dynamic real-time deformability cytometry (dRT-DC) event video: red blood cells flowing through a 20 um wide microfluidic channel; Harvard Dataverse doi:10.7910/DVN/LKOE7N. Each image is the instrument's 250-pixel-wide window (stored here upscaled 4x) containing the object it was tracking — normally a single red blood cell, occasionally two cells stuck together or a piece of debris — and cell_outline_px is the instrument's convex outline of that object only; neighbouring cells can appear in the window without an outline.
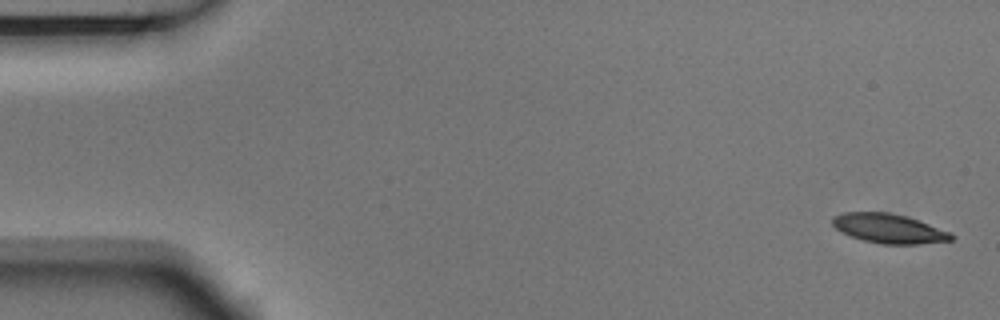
{"species": "Egyptian fruit bat (a non-hibernating species)", "species_latin": "Rousettus aegyptiacus", "temperature_condition": "room temperature", "stored_images_in_passage": 6, "camera_frame_rate_fps": 3000, "um_per_image_px": 0.085, "animal": {"sex": "male"}, "frame": {"image": 1, "passage_image": 1, "time_ms": 0.0, "image_size_px": [1000, 320], "cell_outline_px": [[956, 236], [952, 240], [920, 244], [884, 244], [864, 240], [852, 236], [836, 228], [832, 224], [832, 216], [844, 212], [888, 212], [904, 216], [952, 232]], "centroid_in_image_um": [75.58, 19.42], "position_along_channel_um": 9.4, "area_um2": 20.11}}
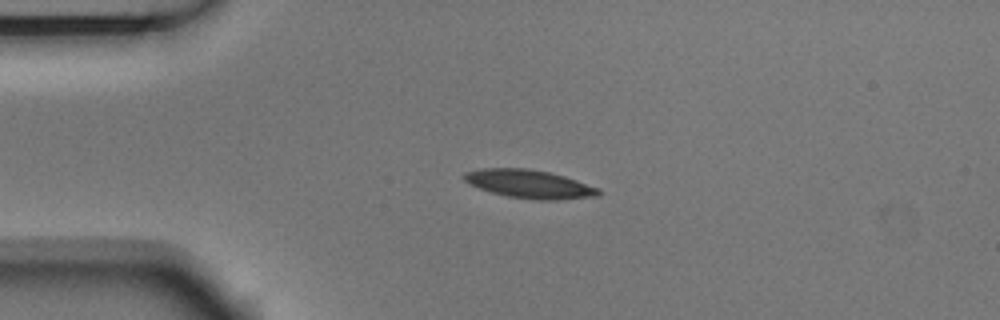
{"frame": {"image": 2, "passage_image": 4, "time_ms": 1.0, "image_size_px": [1000, 320], "cell_outline_px": [[600, 196], [556, 200], [536, 200], [508, 196], [492, 192], [468, 184], [464, 180], [464, 172], [480, 168], [528, 168], [548, 172], [564, 176], [600, 188]], "centroid_in_image_um": [45.0, 15.64], "position_along_channel_um": 40.0, "area_um2": 22.25}}
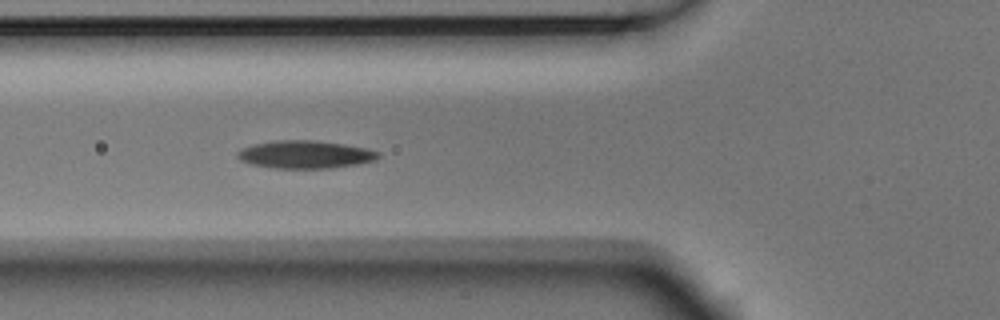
{"frame": {"image": 3, "passage_image": 6, "time_ms": 1.667, "image_size_px": [1000, 320], "cell_outline_px": [[380, 156], [376, 160], [356, 164], [328, 168], [268, 168], [252, 164], [240, 160], [236, 156], [236, 152], [240, 148], [256, 144], [276, 140], [312, 140], [344, 144], [364, 148], [380, 152]], "centroid_in_image_um": [25.9, 13.13], "position_along_channel_um": 99.9, "area_um2": 22.77}}